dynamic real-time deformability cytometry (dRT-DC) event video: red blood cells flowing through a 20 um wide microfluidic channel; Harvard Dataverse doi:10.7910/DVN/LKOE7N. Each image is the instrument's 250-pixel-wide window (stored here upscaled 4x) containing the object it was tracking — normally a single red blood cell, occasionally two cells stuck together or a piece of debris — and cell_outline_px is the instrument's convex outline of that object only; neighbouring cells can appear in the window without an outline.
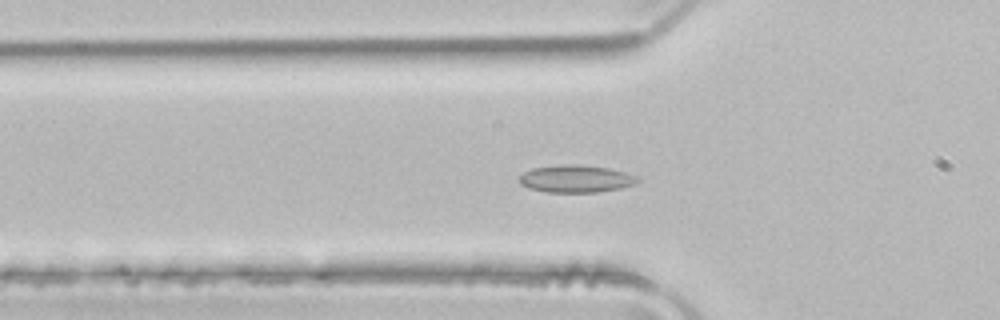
{"species": "common noctule bat (a hibernating species)", "species_latin": "Nyctalus noctula", "temperature_condition": "room temperature", "stored_images_in_passage": 38, "camera_frame_rate_fps": 3000, "um_per_image_px": 0.085, "animal": {"sex": "male", "body_mass_g": 21.5, "forearm_length_mm": 52.0}, "frame": {"image": 1, "passage_image": 9, "time_ms": 2.667, "image_size_px": [1000, 320], "cell_outline_px": [[640, 180], [636, 184], [620, 188], [596, 192], [544, 192], [528, 188], [520, 184], [520, 176], [524, 172], [532, 168], [564, 164], [576, 164], [608, 168], [624, 172], [636, 176]], "centroid_in_image_um": [48.94, 15.2], "position_along_channel_um": 76.9, "area_um2": 18.84}}
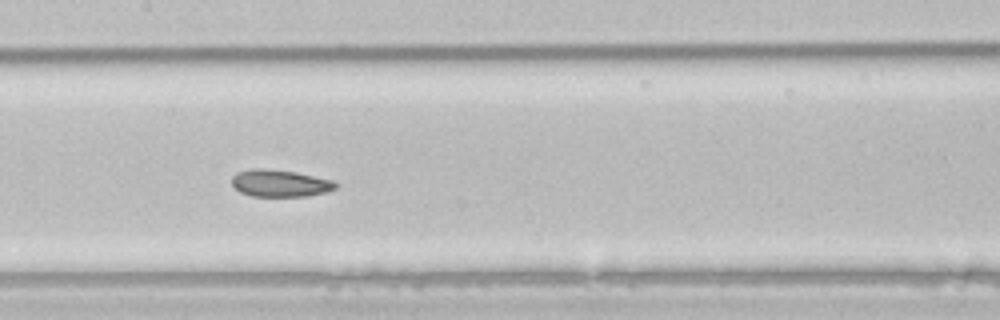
{"frame": {"image": 2, "passage_image": 17, "time_ms": 5.333, "image_size_px": [1000, 320], "cell_outline_px": [[340, 184], [336, 188], [328, 192], [308, 196], [252, 196], [240, 192], [232, 184], [232, 176], [236, 172], [252, 168], [264, 168], [296, 172], [332, 180]], "centroid_in_image_um": [23.82, 15.57], "position_along_channel_um": 183.6, "area_um2": 16.53}}
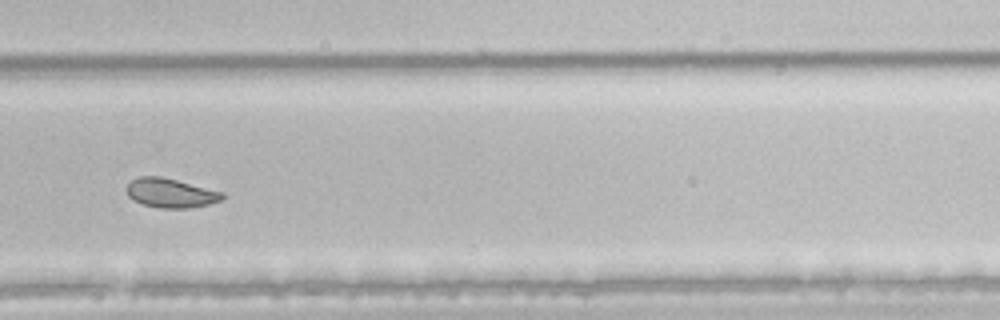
{"frame": {"image": 3, "passage_image": 27, "time_ms": 8.667, "image_size_px": [1000, 320], "cell_outline_px": [[224, 196], [220, 200], [208, 204], [188, 208], [160, 208], [144, 204], [132, 200], [128, 196], [124, 188], [132, 180], [140, 176], [160, 176], [224, 192]], "centroid_in_image_um": [14.46, 16.4], "position_along_channel_um": 315.3, "area_um2": 16.24}, "authors_computed_cell_mechanics": {"area_um2": 17.2533, "velocity_mm_per_s": 3.9665, "shape_relaxation_time_tau1_ms": null, "shape_relaxation_time_tau2_ms": 1.5686, "deformation_change_tau1": null, "deformation_change_tau2": 0.0454}}